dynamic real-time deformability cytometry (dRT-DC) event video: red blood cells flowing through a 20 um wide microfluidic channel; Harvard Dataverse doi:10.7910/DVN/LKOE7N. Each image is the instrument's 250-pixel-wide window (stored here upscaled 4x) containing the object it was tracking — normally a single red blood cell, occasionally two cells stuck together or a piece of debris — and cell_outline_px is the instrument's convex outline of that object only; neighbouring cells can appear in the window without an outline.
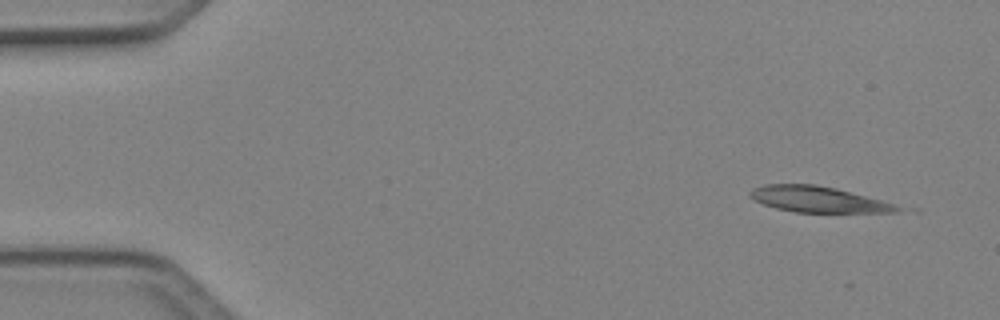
{"species": "Egyptian fruit bat (a non-hibernating species)", "species_latin": "Rousettus aegyptiacus", "temperature_condition": "cold", "stored_images_in_passage": 4, "camera_frame_rate_fps": 3000, "um_per_image_px": 0.085, "animal": {"sex": "female"}, "frame": {"image": 1, "passage_image": 1, "time_ms": 0.0, "image_size_px": [1000, 320], "cell_outline_px": [[900, 212], [796, 212], [776, 208], [764, 204], [748, 196], [748, 192], [752, 188], [764, 184], [816, 184], [836, 188], [880, 200], [892, 204], [900, 208]], "centroid_in_image_um": [69.45, 16.93], "position_along_channel_um": 15.5, "area_um2": 21.91}}
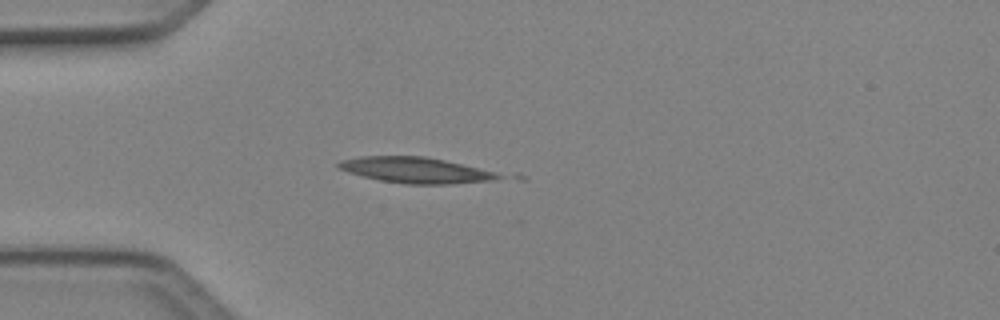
{"frame": {"image": 2, "passage_image": 3, "time_ms": 0.667, "image_size_px": [1000, 320], "cell_outline_px": [[504, 176], [492, 180], [452, 184], [404, 184], [380, 180], [348, 172], [336, 168], [336, 164], [340, 160], [360, 156], [424, 156], [444, 160], [492, 172]], "centroid_in_image_um": [35.22, 14.46], "position_along_channel_um": 49.8, "area_um2": 23.7}}